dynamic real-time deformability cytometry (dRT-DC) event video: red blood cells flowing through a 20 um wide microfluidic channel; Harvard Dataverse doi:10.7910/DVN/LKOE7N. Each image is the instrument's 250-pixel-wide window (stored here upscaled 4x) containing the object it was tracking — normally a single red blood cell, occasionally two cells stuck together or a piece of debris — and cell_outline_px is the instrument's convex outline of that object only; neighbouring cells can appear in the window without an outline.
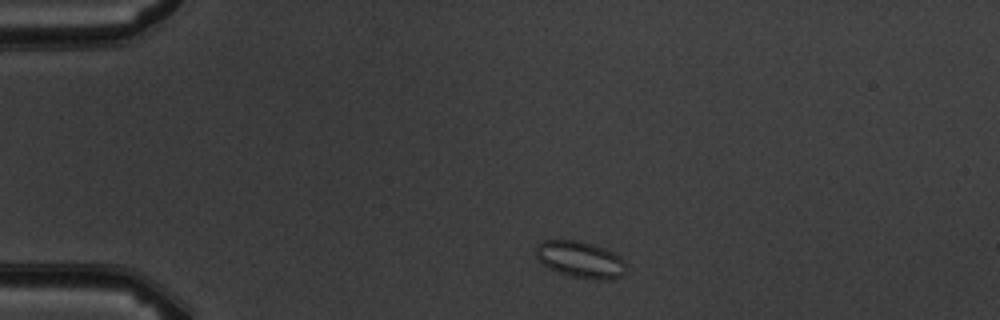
{"species": "common noctule bat (a hibernating species)", "species_latin": "Nyctalus noctula", "temperature_condition": "warm", "stored_images_in_passage": 5, "camera_frame_rate_fps": 3000, "um_per_image_px": 0.085, "animal": {"sex": "male", "body_mass_g": 19.5, "forearm_length_mm": 54.6}, "frame": {"image": 1, "passage_image": 1, "time_ms": 0.0, "image_size_px": [1000, 320], "cell_outline_px": [[628, 264], [624, 276], [612, 280], [600, 280], [572, 276], [548, 268], [536, 256], [536, 248], [544, 240], [576, 240], [592, 244], [604, 248], [620, 256]], "centroid_in_image_um": [49.41, 22.07], "position_along_channel_um": 35.6, "area_um2": 19.25}}
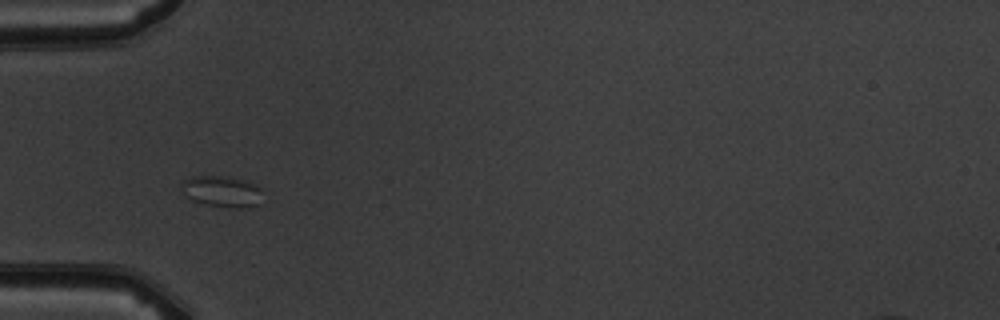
{"frame": {"image": 2, "passage_image": 3, "time_ms": 2.0, "image_size_px": [1000, 320], "cell_outline_px": [[264, 204], [244, 208], [232, 208], [208, 204], [192, 200], [184, 196], [180, 184], [184, 180], [192, 176], [220, 176], [244, 180], [260, 188]], "centroid_in_image_um": [18.88, 16.29], "position_along_channel_um": 66.1, "area_um2": 14.85}}